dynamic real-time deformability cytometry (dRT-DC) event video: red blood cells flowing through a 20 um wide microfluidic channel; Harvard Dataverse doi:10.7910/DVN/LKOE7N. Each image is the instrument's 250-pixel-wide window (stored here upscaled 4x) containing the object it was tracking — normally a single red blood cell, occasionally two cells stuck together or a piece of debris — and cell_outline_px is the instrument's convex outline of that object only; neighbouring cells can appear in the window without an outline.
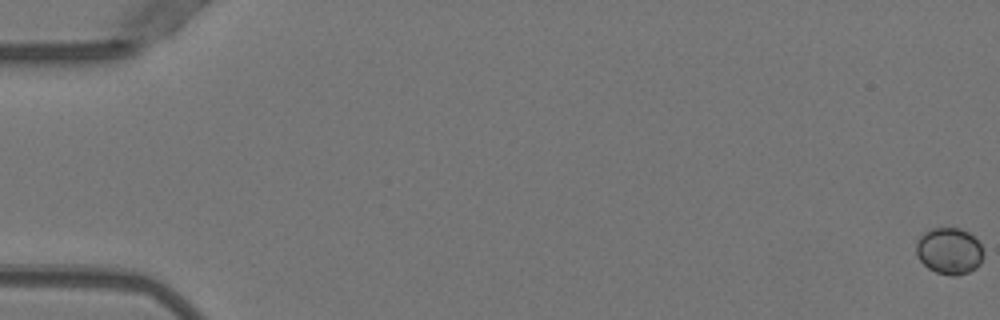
{"species": "Egyptian fruit bat (a non-hibernating species)", "species_latin": "Rousettus aegyptiacus", "temperature_condition": "warm", "stored_images_in_passage": 53, "camera_frame_rate_fps": 3000, "um_per_image_px": 0.085, "animal": {"sex": "female"}, "frame": {"image": 1, "passage_image": 1, "time_ms": 0.0, "image_size_px": [1000, 320], "cell_outline_px": [[984, 256], [980, 264], [976, 268], [968, 272], [956, 276], [952, 276], [936, 272], [928, 268], [916, 256], [916, 240], [924, 232], [932, 228], [960, 228], [968, 232], [980, 244], [984, 252]], "centroid_in_image_um": [80.68, 21.34], "position_along_channel_um": 4.3, "area_um2": 18.38}}
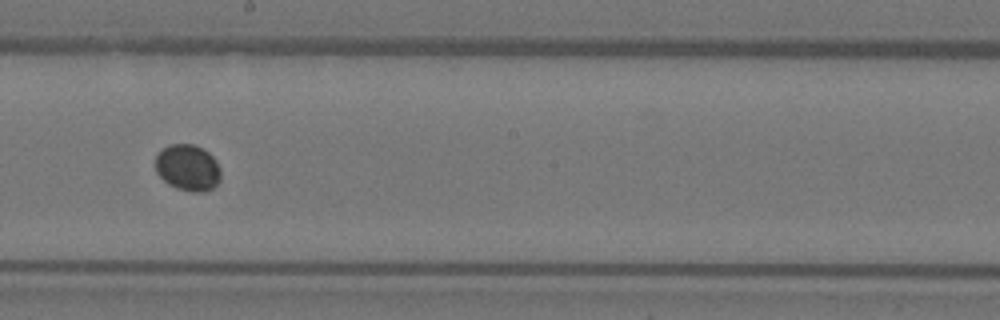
{"frame": {"image": 2, "passage_image": 31, "time_ms": 10.0, "image_size_px": [1000, 320], "cell_outline_px": [[220, 180], [212, 188], [204, 192], [192, 192], [176, 188], [168, 184], [156, 172], [156, 156], [168, 144], [192, 144], [208, 152], [216, 160], [220, 168]], "centroid_in_image_um": [15.97, 14.26], "position_along_channel_um": 232.2, "area_um2": 17.57}}
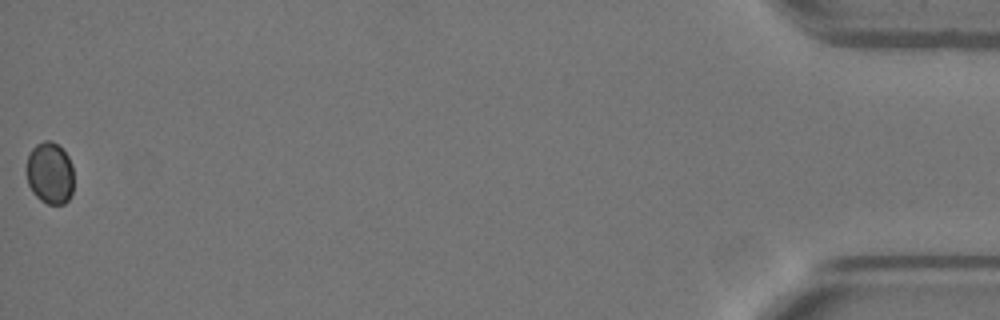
{"frame": {"image": 3, "passage_image": 53, "time_ms": 17.333, "image_size_px": [1000, 320], "cell_outline_px": [[72, 192], [68, 200], [64, 204], [48, 204], [40, 200], [32, 192], [28, 184], [28, 156], [32, 148], [36, 144], [44, 140], [52, 140], [68, 156], [72, 164]], "centroid_in_image_um": [4.25, 14.72], "position_along_channel_um": 431.0, "area_um2": 16.88}}